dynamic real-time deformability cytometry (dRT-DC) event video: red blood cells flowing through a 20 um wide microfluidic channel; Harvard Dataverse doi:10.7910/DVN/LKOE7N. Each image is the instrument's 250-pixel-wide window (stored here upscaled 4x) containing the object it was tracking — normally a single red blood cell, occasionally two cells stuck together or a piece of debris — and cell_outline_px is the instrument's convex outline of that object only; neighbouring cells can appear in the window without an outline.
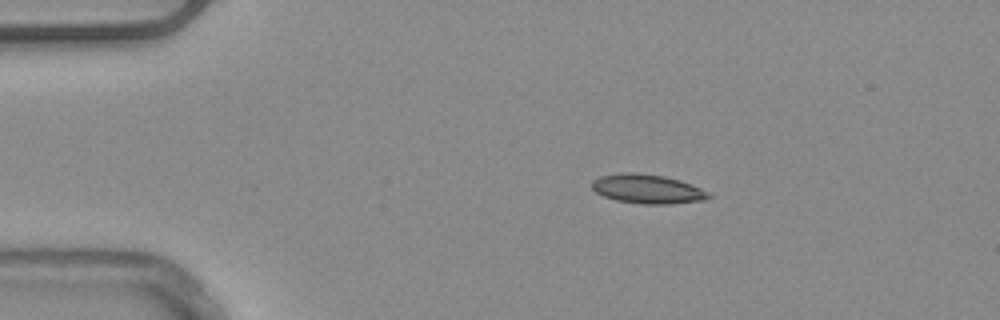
{"species": "common noctule bat (a hibernating species)", "species_latin": "Nyctalus noctula", "temperature_condition": "warm", "stored_images_in_passage": 43, "camera_frame_rate_fps": 3000, "um_per_image_px": 0.085, "animal": {"sex": "male", "body_mass_g": 20.4}, "frame": {"image": 1, "passage_image": 1, "time_ms": 0.0, "image_size_px": [1000, 320], "cell_outline_px": [[712, 196], [704, 200], [672, 204], [640, 204], [616, 200], [604, 196], [596, 192], [592, 188], [592, 180], [600, 176], [624, 172], [632, 172], [664, 176], [680, 180], [692, 184], [708, 192]], "centroid_in_image_um": [55.03, 16.06], "position_along_channel_um": 30.0, "area_um2": 19.88}}
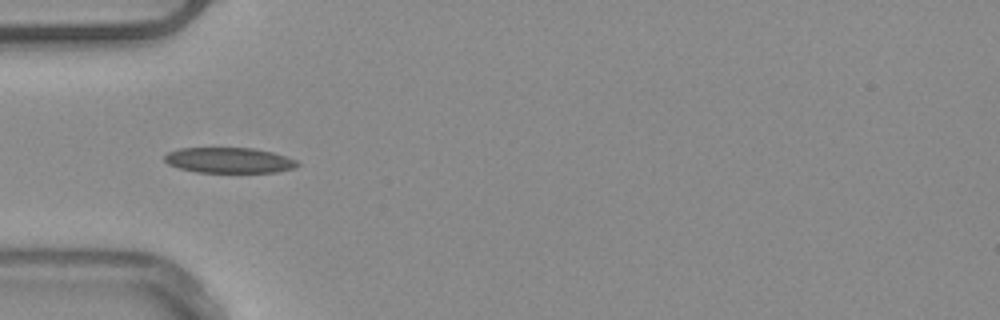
{"frame": {"image": 2, "passage_image": 8, "time_ms": 2.333, "image_size_px": [1000, 320], "cell_outline_px": [[300, 164], [292, 168], [276, 172], [196, 172], [180, 168], [168, 164], [164, 160], [164, 156], [168, 152], [180, 148], [252, 148], [272, 152], [296, 160]], "centroid_in_image_um": [19.44, 13.62], "position_along_channel_um": 65.6, "area_um2": 19.54}, "authors_computed_cell_mechanics": {"area_um2": 19.5942, "velocity_mm_per_s": 3.912, "shape_relaxation_time_tau1_ms": null, "shape_relaxation_time_tau2_ms": 2.6535, "deformation_change_tau1": null, "deformation_change_tau2": 0.1032}}